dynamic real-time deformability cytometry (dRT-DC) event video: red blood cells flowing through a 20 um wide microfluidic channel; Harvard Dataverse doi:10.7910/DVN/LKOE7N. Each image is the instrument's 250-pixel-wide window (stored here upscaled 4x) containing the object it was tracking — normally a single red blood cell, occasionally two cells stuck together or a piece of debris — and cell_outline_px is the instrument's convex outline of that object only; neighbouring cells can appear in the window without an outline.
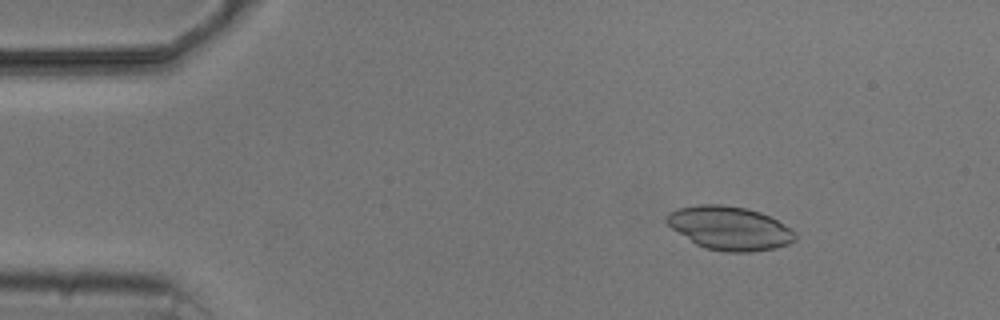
{"species": "common noctule bat (a hibernating species)", "species_latin": "Nyctalus noctula", "temperature_condition": "cold", "stored_images_in_passage": 5, "camera_frame_rate_fps": 3000, "um_per_image_px": 0.085, "animal": {"sex": "male", "body_mass_g": 20.5, "forearm_length_mm": 52.5}, "frame": {"image": 1, "passage_image": 3, "time_ms": 2.0, "image_size_px": [1000, 320], "cell_outline_px": [[796, 240], [788, 244], [776, 248], [752, 252], [724, 252], [704, 248], [696, 244], [672, 228], [664, 220], [668, 212], [680, 208], [700, 204], [724, 204], [744, 208], [760, 212], [776, 220], [796, 232]], "centroid_in_image_um": [62.01, 19.4], "position_along_channel_um": 23.0, "area_um2": 32.6}}